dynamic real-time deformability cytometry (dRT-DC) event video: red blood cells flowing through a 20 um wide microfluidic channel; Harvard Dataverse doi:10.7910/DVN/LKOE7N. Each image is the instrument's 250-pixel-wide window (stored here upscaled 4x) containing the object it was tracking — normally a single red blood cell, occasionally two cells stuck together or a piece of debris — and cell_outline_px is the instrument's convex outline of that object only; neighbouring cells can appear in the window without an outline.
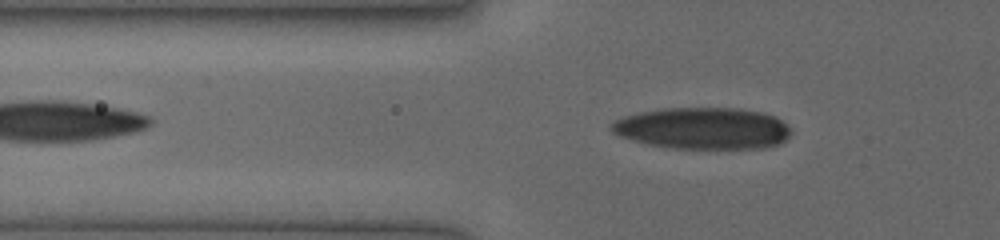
{"species": "human", "species_latin": "Homo sapiens", "temperature_condition": "cold", "stored_images_in_passage": 30, "camera_frame_rate_fps": 3000, "um_per_image_px": 0.085, "donor": {"sex": "female"}, "frame": {"image": 1, "passage_image": 3, "time_ms": 0.667, "image_size_px": [1000, 240], "cell_outline_px": [[792, 132], [780, 144], [764, 148], [672, 148], [648, 144], [620, 136], [612, 132], [612, 124], [616, 120], [624, 116], [640, 112], [664, 108], [740, 108], [760, 112], [776, 116], [788, 124]], "centroid_in_image_um": [59.79, 10.9], "position_along_channel_um": 66.0, "area_um2": 43.52}}
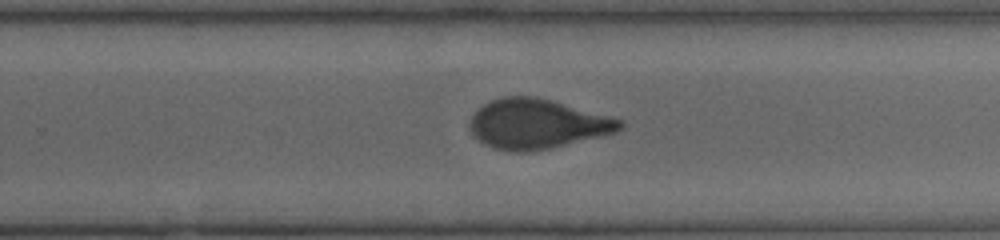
{"frame": {"image": 2, "passage_image": 19, "time_ms": 6.0, "image_size_px": [1000, 240], "cell_outline_px": [[624, 124], [616, 132], [552, 148], [532, 152], [512, 152], [496, 148], [484, 144], [472, 132], [472, 116], [484, 104], [492, 100], [504, 96], [536, 96], [620, 120]], "centroid_in_image_um": [45.64, 10.55], "position_along_channel_um": 284.2, "area_um2": 42.54}}
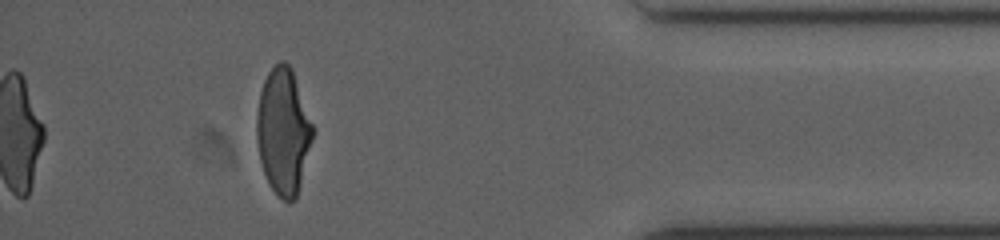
{"frame": {"image": 3, "passage_image": 30, "time_ms": 9.667, "image_size_px": [1000, 240], "cell_outline_px": [[312, 140], [300, 184], [296, 196], [288, 204], [280, 200], [272, 188], [264, 172], [260, 160], [256, 140], [256, 116], [260, 92], [264, 80], [268, 72], [280, 60], [284, 60], [292, 68], [312, 124]], "centroid_in_image_um": [24.05, 11.16], "position_along_channel_um": 411.1, "area_um2": 40.81}}